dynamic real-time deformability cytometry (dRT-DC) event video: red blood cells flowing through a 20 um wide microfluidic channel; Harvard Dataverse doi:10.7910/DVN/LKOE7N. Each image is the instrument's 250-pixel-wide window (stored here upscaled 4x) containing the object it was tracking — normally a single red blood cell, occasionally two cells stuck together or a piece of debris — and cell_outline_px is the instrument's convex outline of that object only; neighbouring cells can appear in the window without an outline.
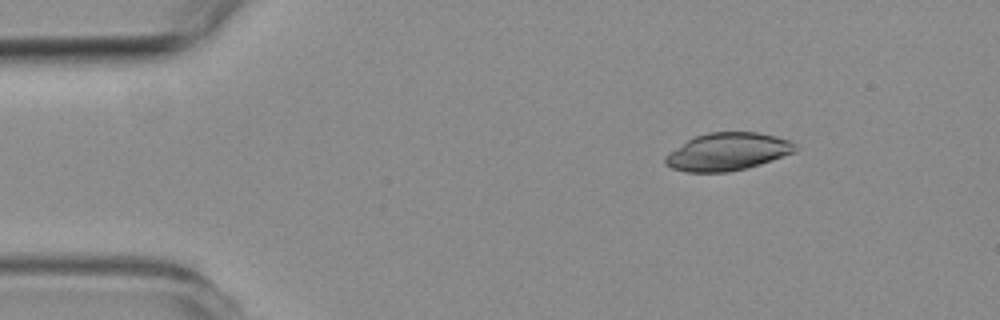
{"species": "common noctule bat (a hibernating species)", "species_latin": "Nyctalus noctula", "temperature_condition": "room temperature", "stored_images_in_passage": 4, "camera_frame_rate_fps": 3000, "um_per_image_px": 0.085, "animal": {"sex": "female", "body_mass_g": 19.3, "forearm_length_mm": 54.1}, "frame": {"image": 1, "passage_image": 2, "time_ms": 1.333, "image_size_px": [1000, 320], "cell_outline_px": [[796, 152], [748, 168], [728, 172], [684, 172], [672, 168], [664, 164], [664, 156], [668, 152], [688, 140], [696, 136], [708, 132], [756, 132], [776, 136], [788, 140], [796, 148]], "centroid_in_image_um": [61.8, 12.9], "position_along_channel_um": 23.2, "area_um2": 28.5}}